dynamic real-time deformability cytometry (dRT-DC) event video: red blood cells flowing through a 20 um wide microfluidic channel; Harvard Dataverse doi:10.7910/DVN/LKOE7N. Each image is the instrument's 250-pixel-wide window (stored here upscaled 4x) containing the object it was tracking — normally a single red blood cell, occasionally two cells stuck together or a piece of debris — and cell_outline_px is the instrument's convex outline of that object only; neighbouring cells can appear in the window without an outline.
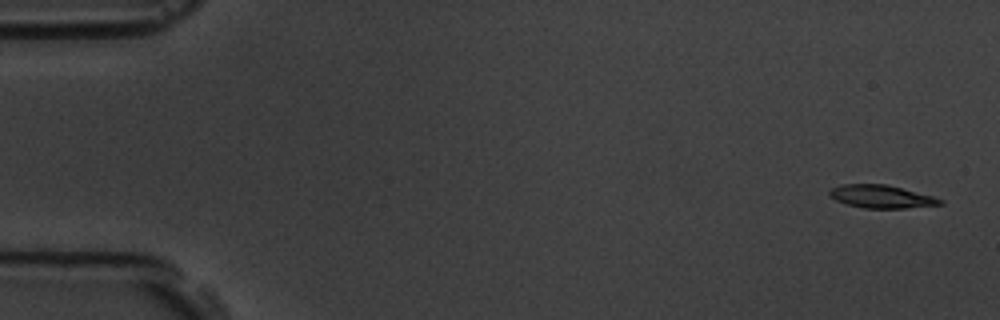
{"species": "common noctule bat (a hibernating species)", "species_latin": "Nyctalus noctula", "temperature_condition": "room temperature", "stored_images_in_passage": 4, "camera_frame_rate_fps": 3000, "um_per_image_px": 0.085, "animal": {"sex": "male", "body_mass_g": 19.5, "forearm_length_mm": 54.6}, "frame": {"image": 1, "passage_image": 1, "time_ms": 0.0, "image_size_px": [1000, 320], "cell_outline_px": [[944, 204], [904, 208], [864, 208], [848, 204], [836, 200], [828, 196], [828, 192], [832, 188], [840, 184], [888, 184], [932, 196], [944, 200]], "centroid_in_image_um": [74.9, 16.7], "position_along_channel_um": 10.1, "area_um2": 14.8}}